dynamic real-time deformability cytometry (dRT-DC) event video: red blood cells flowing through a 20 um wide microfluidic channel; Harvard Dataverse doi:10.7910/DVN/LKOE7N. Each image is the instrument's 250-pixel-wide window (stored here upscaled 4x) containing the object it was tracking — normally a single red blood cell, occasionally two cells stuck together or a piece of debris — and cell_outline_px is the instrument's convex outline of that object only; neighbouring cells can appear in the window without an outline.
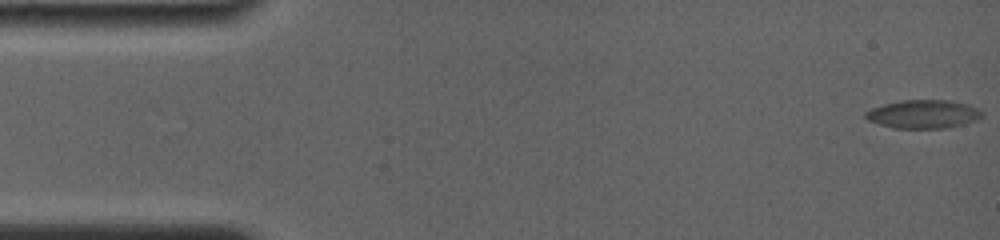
{"species": "common noctule bat (a hibernating species)", "species_latin": "Nyctalus noctula", "temperature_condition": "room temperature", "stored_images_in_passage": 32, "camera_frame_rate_fps": 4000, "um_per_image_px": 0.085, "animal": {"sex": "female", "body_mass_g": 19.0, "forearm_length_mm": 56.7}, "frame": {"image": 1, "passage_image": 1, "time_ms": 0.0, "image_size_px": [1000, 240], "cell_outline_px": [[984, 116], [976, 120], [948, 128], [892, 128], [868, 120], [864, 116], [864, 112], [872, 108], [884, 104], [900, 100], [948, 100], [968, 104], [984, 112]], "centroid_in_image_um": [78.49, 9.7], "position_along_channel_um": 6.5, "area_um2": 19.36}}
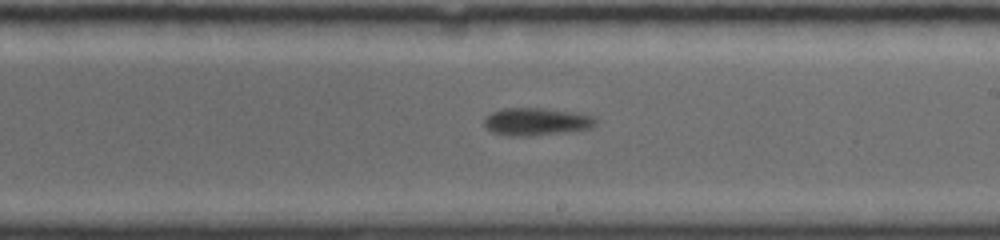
{"frame": {"image": 2, "passage_image": 19, "time_ms": 9.75, "image_size_px": [1000, 240], "cell_outline_px": [[596, 124], [588, 128], [528, 136], [508, 136], [492, 132], [484, 124], [484, 116], [492, 112], [504, 108], [544, 108], [580, 112], [596, 116]], "centroid_in_image_um": [45.58, 10.31], "position_along_channel_um": 243.4, "area_um2": 17.92}}
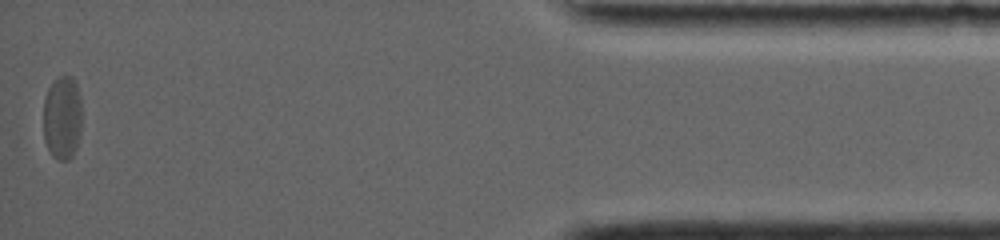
{"frame": {"image": 3, "passage_image": 32, "time_ms": 16.5, "image_size_px": [1000, 240], "cell_outline_px": [[80, 132], [76, 148], [72, 156], [68, 160], [60, 160], [52, 156], [44, 140], [44, 100], [48, 88], [52, 80], [56, 76], [72, 76], [76, 84], [80, 96]], "centroid_in_image_um": [5.28, 9.98], "position_along_channel_um": 429.9, "area_um2": 18.84}, "authors_computed_cell_mechanics": {"area_um2": 18.2937, "velocity_mm_per_s": 3.7431, "shape_relaxation_time_tau1_ms": 3.4074, "shape_relaxation_time_tau2_ms": null, "deformation_change_tau1": 0.1377, "deformation_change_tau2": null}}